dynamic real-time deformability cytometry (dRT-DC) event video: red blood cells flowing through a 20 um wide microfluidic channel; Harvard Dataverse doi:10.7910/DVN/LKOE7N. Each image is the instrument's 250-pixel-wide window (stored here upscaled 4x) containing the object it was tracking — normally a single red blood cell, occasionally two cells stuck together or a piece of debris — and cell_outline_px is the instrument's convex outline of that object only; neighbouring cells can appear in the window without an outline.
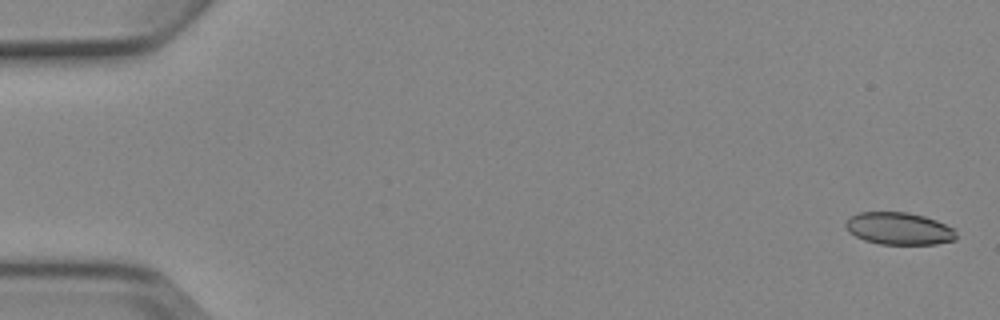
{"species": "Egyptian fruit bat (a non-hibernating species)", "species_latin": "Rousettus aegyptiacus", "temperature_condition": "cold", "stored_images_in_passage": 6, "camera_frame_rate_fps": 3000, "um_per_image_px": 0.085, "animal": {"sex": "female"}, "frame": {"image": 1, "passage_image": 1, "time_ms": 0.0, "image_size_px": [1000, 320], "cell_outline_px": [[956, 240], [936, 244], [880, 244], [864, 240], [848, 232], [844, 224], [852, 216], [860, 212], [908, 212], [924, 216], [936, 220], [952, 228], [956, 232]], "centroid_in_image_um": [76.41, 19.43], "position_along_channel_um": 8.6, "area_um2": 20.75}}
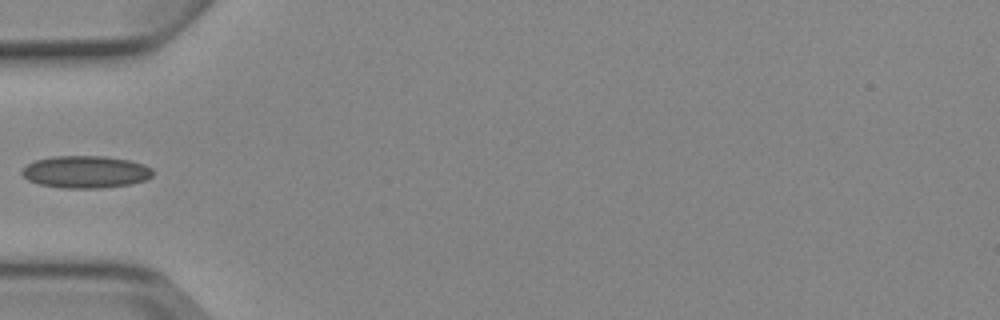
{"frame": {"image": 2, "passage_image": 5, "time_ms": 5.667, "image_size_px": [1000, 320], "cell_outline_px": [[152, 176], [144, 180], [128, 184], [100, 188], [60, 188], [40, 184], [28, 180], [20, 172], [28, 164], [36, 160], [52, 156], [104, 156], [128, 160], [144, 164], [152, 168]], "centroid_in_image_um": [7.26, 14.61], "position_along_channel_um": 77.7, "area_um2": 24.45}}
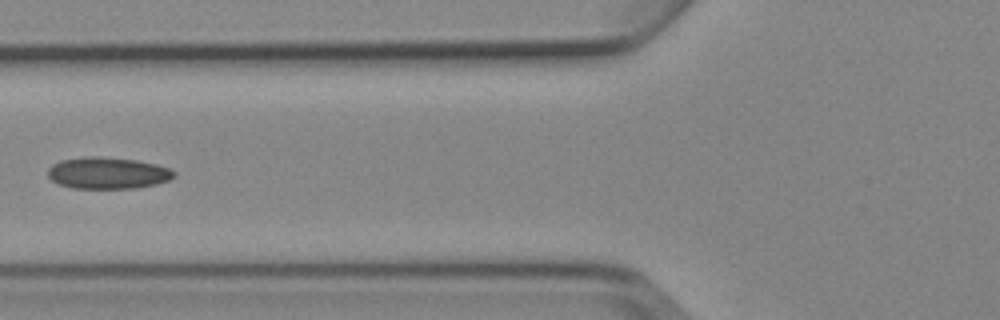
{"frame": {"image": 3, "passage_image": 6, "time_ms": 6.667, "image_size_px": [1000, 320], "cell_outline_px": [[176, 176], [168, 180], [156, 184], [136, 188], [72, 188], [60, 184], [52, 180], [48, 176], [48, 168], [52, 164], [60, 160], [88, 156], [100, 156], [136, 160], [156, 164], [172, 168], [176, 172]], "centroid_in_image_um": [9.18, 14.7], "position_along_channel_um": 116.6, "area_um2": 23.41}}